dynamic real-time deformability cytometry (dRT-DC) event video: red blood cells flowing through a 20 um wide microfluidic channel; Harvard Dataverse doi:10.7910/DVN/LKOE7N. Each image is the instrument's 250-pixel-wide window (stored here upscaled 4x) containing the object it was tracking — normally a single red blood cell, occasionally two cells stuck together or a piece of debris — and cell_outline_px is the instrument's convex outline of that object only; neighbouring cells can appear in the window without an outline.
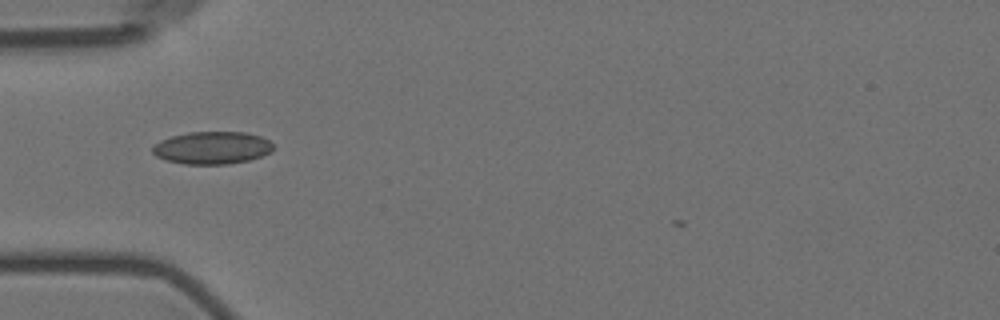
{"species": "Egyptian fruit bat (a non-hibernating species)", "species_latin": "Rousettus aegyptiacus", "temperature_condition": "room temperature", "stored_images_in_passage": 5, "camera_frame_rate_fps": 3000, "um_per_image_px": 0.085, "animal": {"sex": "female"}, "frame": {"image": 1, "passage_image": 2, "time_ms": 1.0, "image_size_px": [1000, 320], "cell_outline_px": [[272, 152], [248, 160], [228, 164], [184, 164], [168, 160], [156, 156], [152, 152], [152, 148], [160, 140], [172, 136], [188, 132], [244, 132], [260, 136], [268, 140], [272, 144]], "centroid_in_image_um": [18.02, 12.56], "position_along_channel_um": 67.0, "area_um2": 22.72}}
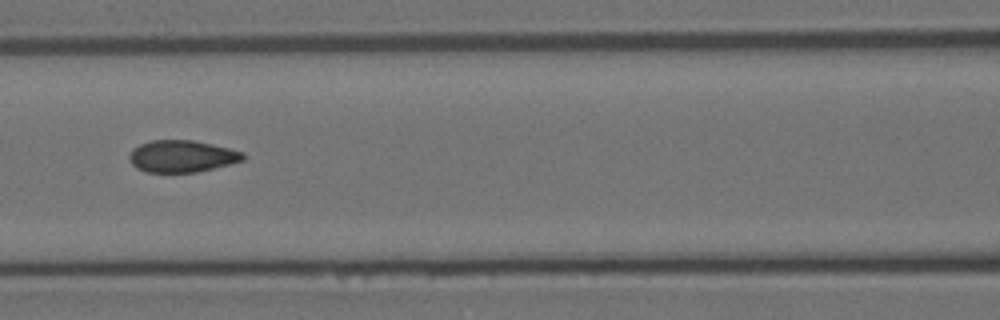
{"frame": {"image": 2, "passage_image": 4, "time_ms": 3.333, "image_size_px": [1000, 320], "cell_outline_px": [[244, 160], [196, 172], [144, 172], [136, 168], [132, 164], [128, 156], [132, 148], [140, 144], [152, 140], [192, 140], [212, 144], [244, 152]], "centroid_in_image_um": [15.42, 13.28], "position_along_channel_um": 151.2, "area_um2": 21.1}}
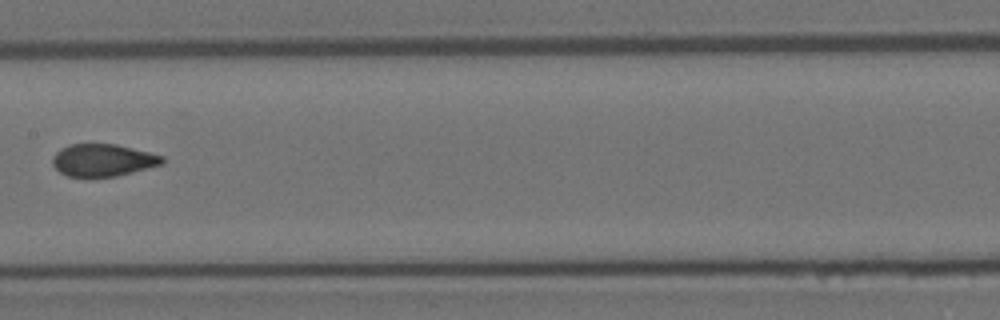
{"frame": {"image": 3, "passage_image": 5, "time_ms": 4.667, "image_size_px": [1000, 320], "cell_outline_px": [[164, 164], [116, 176], [68, 176], [60, 172], [52, 164], [52, 156], [60, 148], [72, 144], [116, 144], [164, 156]], "centroid_in_image_um": [8.75, 13.6], "position_along_channel_um": 198.7, "area_um2": 20.52}}